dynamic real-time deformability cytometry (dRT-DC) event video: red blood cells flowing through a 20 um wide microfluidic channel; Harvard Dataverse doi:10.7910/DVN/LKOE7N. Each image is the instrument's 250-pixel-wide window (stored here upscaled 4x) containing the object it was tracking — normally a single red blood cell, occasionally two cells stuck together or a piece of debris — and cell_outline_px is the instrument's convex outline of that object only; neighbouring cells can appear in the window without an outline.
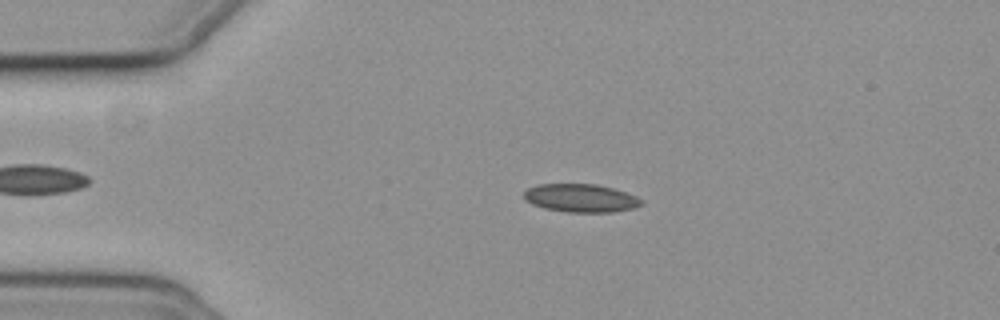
{"species": "common noctule bat (a hibernating species)", "species_latin": "Nyctalus noctula", "temperature_condition": "cold", "stored_images_in_passage": 54, "camera_frame_rate_fps": 3000, "um_per_image_px": 0.085, "animal": {"sex": "female", "body_mass_g": 19.3, "forearm_length_mm": 54.1}, "frame": {"image": 1, "passage_image": 10, "time_ms": 3.0, "image_size_px": [1000, 320], "cell_outline_px": [[644, 204], [632, 208], [612, 212], [568, 212], [544, 208], [532, 204], [524, 196], [524, 192], [528, 188], [536, 184], [596, 184], [612, 188], [636, 196], [644, 200]], "centroid_in_image_um": [49.38, 16.83], "position_along_channel_um": 35.6, "area_um2": 19.19}}
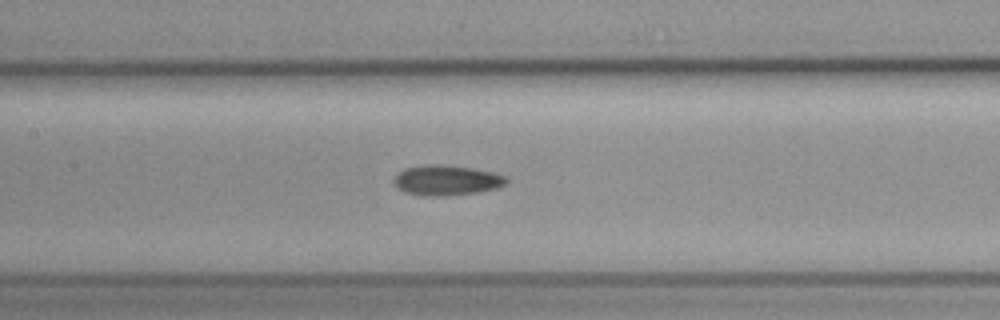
{"frame": {"image": 2, "passage_image": 24, "time_ms": 7.667, "image_size_px": [1000, 320], "cell_outline_px": [[508, 184], [496, 188], [476, 192], [448, 196], [424, 196], [404, 192], [396, 184], [396, 176], [404, 168], [432, 164], [440, 164], [472, 168], [492, 172], [508, 176]], "centroid_in_image_um": [38.03, 15.32], "position_along_channel_um": 169.4, "area_um2": 19.65}}
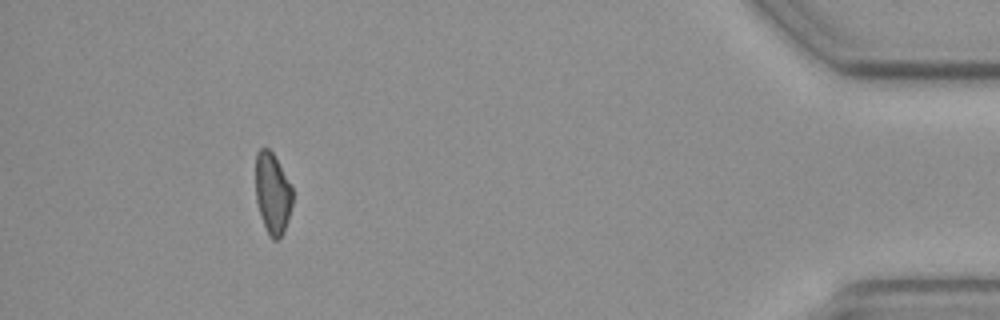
{"frame": {"image": 3, "passage_image": 49, "time_ms": 16.0, "image_size_px": [1000, 320], "cell_outline_px": [[292, 204], [288, 220], [284, 232], [280, 240], [272, 240], [268, 236], [256, 200], [256, 152], [260, 148], [268, 148], [272, 152], [292, 188]], "centroid_in_image_um": [23.16, 16.48], "position_along_channel_um": 412.0, "area_um2": 17.34}, "authors_computed_cell_mechanics": {"area_um2": 18.7561, "velocity_mm_per_s": 3.7094, "shape_relaxation_time_tau1_ms": null, "shape_relaxation_time_tau2_ms": 8.6573, "deformation_change_tau1": null, "deformation_change_tau2": 0.1265}}